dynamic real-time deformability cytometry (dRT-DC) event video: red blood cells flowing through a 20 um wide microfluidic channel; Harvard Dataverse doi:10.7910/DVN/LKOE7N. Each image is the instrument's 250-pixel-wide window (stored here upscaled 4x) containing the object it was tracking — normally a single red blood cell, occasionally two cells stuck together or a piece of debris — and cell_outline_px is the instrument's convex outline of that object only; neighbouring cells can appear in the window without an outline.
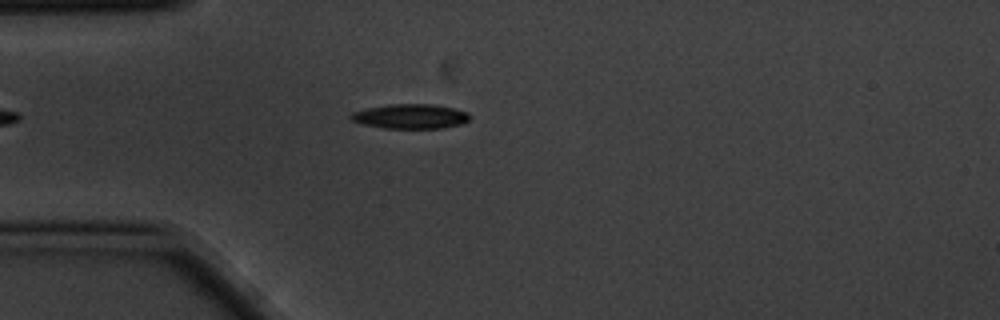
{"species": "common noctule bat (a hibernating species)", "species_latin": "Nyctalus noctula", "temperature_condition": "cold", "stored_images_in_passage": 3, "camera_frame_rate_fps": 3000, "um_per_image_px": 0.085, "animal": {"sex": "male", "body_mass_g": 20.1, "forearm_length_mm": 53.5}, "frame": {"image": 1, "passage_image": 3, "time_ms": 0.667, "image_size_px": [1000, 320], "cell_outline_px": [[468, 120], [464, 124], [444, 128], [384, 128], [364, 124], [352, 120], [348, 116], [352, 112], [368, 108], [388, 104], [432, 104], [452, 108], [468, 112]], "centroid_in_image_um": [34.89, 9.89], "position_along_channel_um": 50.1, "area_um2": 16.99}}